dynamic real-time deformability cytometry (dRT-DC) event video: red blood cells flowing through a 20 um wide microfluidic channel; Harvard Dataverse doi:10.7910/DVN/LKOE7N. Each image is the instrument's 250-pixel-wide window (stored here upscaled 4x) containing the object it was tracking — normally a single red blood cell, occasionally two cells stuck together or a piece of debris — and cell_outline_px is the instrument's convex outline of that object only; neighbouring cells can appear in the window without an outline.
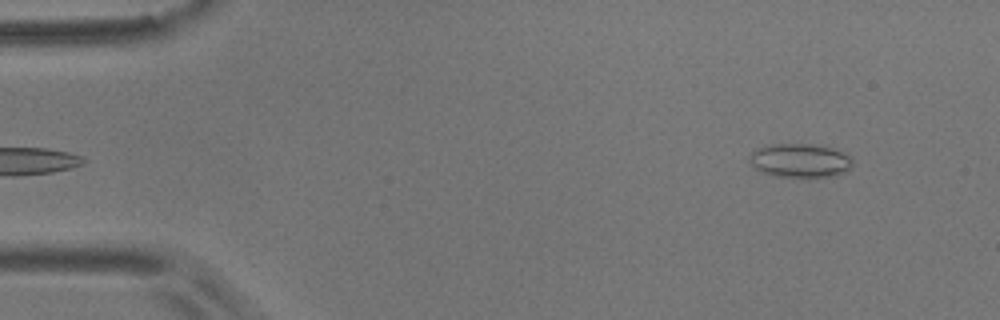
{"species": "common noctule bat (a hibernating species)", "species_latin": "Nyctalus noctula", "temperature_condition": "room temperature", "stored_images_in_passage": 5, "camera_frame_rate_fps": 3000, "um_per_image_px": 0.085, "animal": {"sex": "male", "body_mass_g": 17.9}, "frame": {"image": 1, "passage_image": 5, "time_ms": 5.667, "image_size_px": [1000, 320], "cell_outline_px": [[852, 164], [848, 172], [836, 176], [776, 176], [760, 172], [752, 164], [752, 152], [756, 148], [772, 144], [808, 144], [832, 148], [848, 152], [852, 156]], "centroid_in_image_um": [68.09, 13.64], "position_along_channel_um": 16.9, "area_um2": 20.29}}